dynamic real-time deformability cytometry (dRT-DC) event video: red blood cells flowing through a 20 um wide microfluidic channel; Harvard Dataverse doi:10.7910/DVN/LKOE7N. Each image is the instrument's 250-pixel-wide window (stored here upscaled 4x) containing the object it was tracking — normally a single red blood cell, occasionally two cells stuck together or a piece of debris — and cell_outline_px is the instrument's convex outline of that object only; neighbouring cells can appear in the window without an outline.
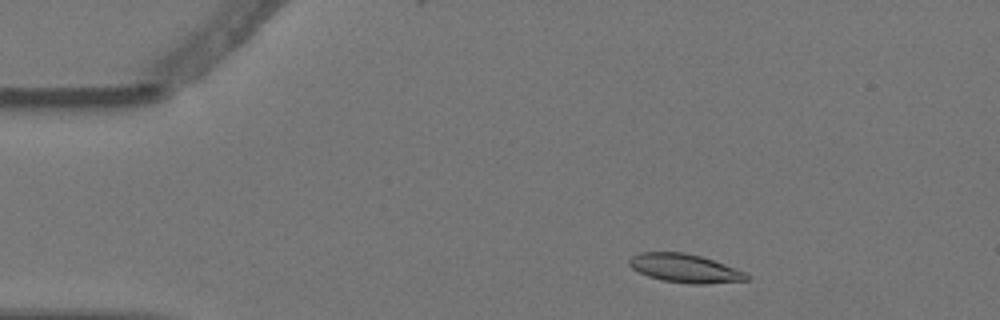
{"species": "Egyptian fruit bat (a non-hibernating species)", "species_latin": "Rousettus aegyptiacus", "temperature_condition": "warm", "stored_images_in_passage": 4, "camera_frame_rate_fps": 3000, "um_per_image_px": 0.085, "animal": {"sex": "female"}, "frame": {"image": 1, "passage_image": 2, "time_ms": 0.333, "image_size_px": [1000, 320], "cell_outline_px": [[748, 280], [704, 284], [692, 284], [660, 280], [648, 276], [632, 268], [628, 264], [628, 260], [632, 256], [640, 252], [684, 252], [700, 256], [724, 264], [744, 272], [748, 276]], "centroid_in_image_um": [58.17, 22.8], "position_along_channel_um": 26.8, "area_um2": 19.36}}